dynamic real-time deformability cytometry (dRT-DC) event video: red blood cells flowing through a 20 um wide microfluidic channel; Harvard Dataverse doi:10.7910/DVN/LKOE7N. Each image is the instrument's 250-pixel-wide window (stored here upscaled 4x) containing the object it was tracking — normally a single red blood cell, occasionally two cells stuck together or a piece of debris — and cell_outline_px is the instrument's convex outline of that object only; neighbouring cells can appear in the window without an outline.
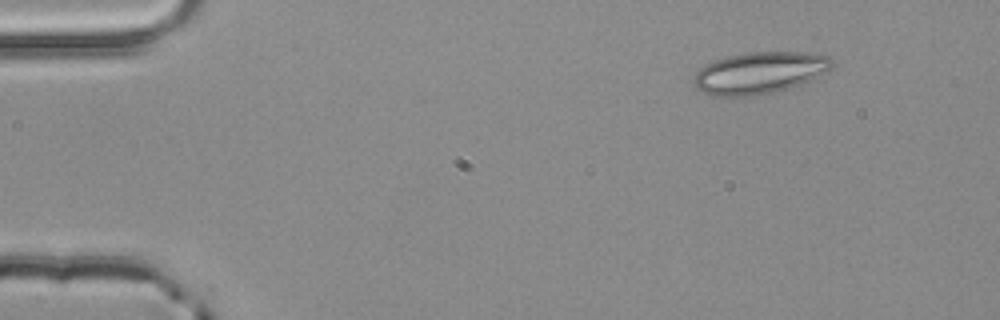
{"species": "common noctule bat (a hibernating species)", "species_latin": "Nyctalus noctula", "temperature_condition": "room temperature", "stored_images_in_passage": 3, "camera_frame_rate_fps": 3000, "um_per_image_px": 0.085, "animal": {"sex": "male", "body_mass_g": 20.4}, "frame": {"image": 1, "passage_image": 1, "time_ms": 0.0, "image_size_px": [1000, 320], "cell_outline_px": [[836, 64], [832, 68], [792, 88], [752, 96], [712, 96], [700, 92], [696, 88], [692, 80], [696, 72], [704, 64], [712, 60], [724, 56], [748, 52], [804, 52], [828, 56]], "centroid_in_image_um": [64.5, 6.19], "position_along_channel_um": 20.5, "area_um2": 33.99}}